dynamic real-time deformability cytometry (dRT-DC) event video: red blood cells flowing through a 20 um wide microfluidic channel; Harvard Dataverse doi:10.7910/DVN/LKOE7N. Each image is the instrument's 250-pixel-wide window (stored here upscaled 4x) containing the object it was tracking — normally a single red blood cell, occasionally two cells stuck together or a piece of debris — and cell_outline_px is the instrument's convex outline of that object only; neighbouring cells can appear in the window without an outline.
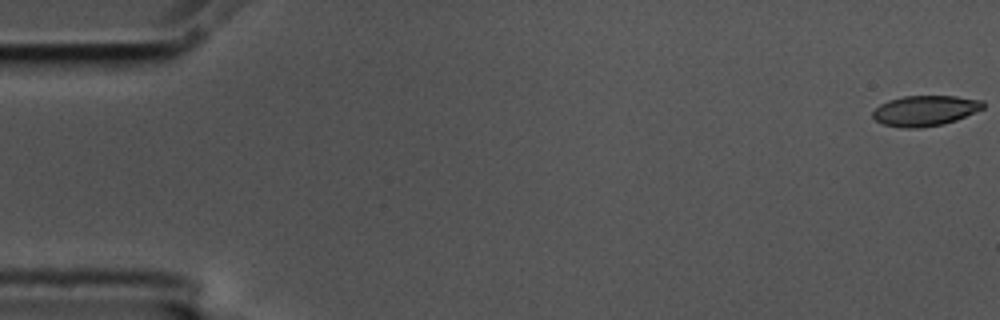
{"species": "common noctule bat (a hibernating species)", "species_latin": "Nyctalus noctula", "temperature_condition": "cold", "stored_images_in_passage": 57, "camera_frame_rate_fps": 3000, "um_per_image_px": 0.085, "animal": {"sex": "male", "body_mass_g": 17.5, "forearm_length_mm": 52.3}, "frame": {"image": 1, "passage_image": 1, "time_ms": 0.0, "image_size_px": [1000, 320], "cell_outline_px": [[984, 108], [956, 120], [944, 124], [920, 128], [904, 128], [884, 124], [876, 120], [872, 116], [872, 112], [880, 104], [888, 100], [904, 96], [956, 96], [984, 100]], "centroid_in_image_um": [78.64, 9.4], "position_along_channel_um": 6.4, "area_um2": 19.59}}
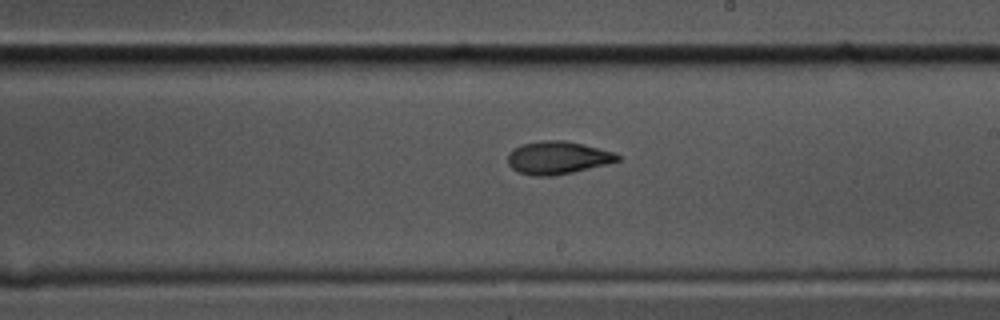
{"frame": {"image": 2, "passage_image": 33, "time_ms": 10.667, "image_size_px": [1000, 320], "cell_outline_px": [[620, 160], [608, 164], [572, 172], [552, 176], [536, 176], [516, 172], [508, 164], [508, 152], [512, 148], [520, 144], [540, 140], [564, 140], [584, 144], [612, 152], [620, 156]], "centroid_in_image_um": [47.35, 13.4], "position_along_channel_um": 241.7, "area_um2": 21.15}}
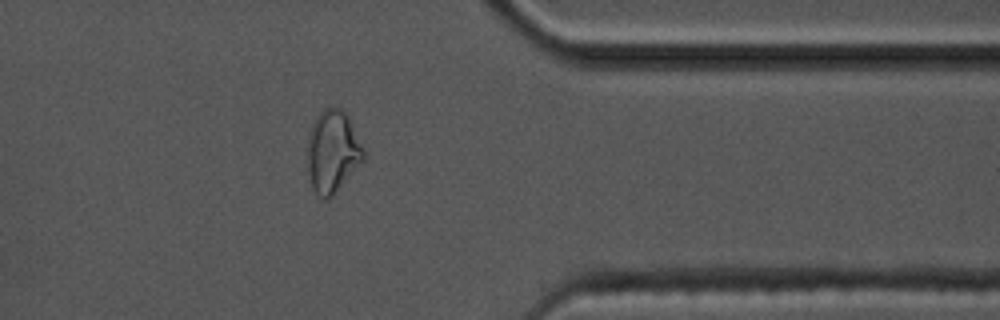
{"frame": {"image": 3, "passage_image": 46, "time_ms": 15.0, "image_size_px": [1000, 320], "cell_outline_px": [[364, 160], [332, 196], [328, 200], [324, 200], [312, 188], [304, 164], [308, 140], [312, 124], [316, 116], [324, 108], [340, 108], [348, 116], [364, 148]], "centroid_in_image_um": [28.23, 12.9], "position_along_channel_um": 383.2, "area_um2": 27.28}, "authors_computed_cell_mechanics": {"area_um2": 20.9814, "velocity_mm_per_s": 3.5423, "shape_relaxation_time_tau1_ms": 5.8343, "shape_relaxation_time_tau2_ms": 3.7272, "deformation_change_tau1": 0.1744, "deformation_change_tau2": 0.0976}}